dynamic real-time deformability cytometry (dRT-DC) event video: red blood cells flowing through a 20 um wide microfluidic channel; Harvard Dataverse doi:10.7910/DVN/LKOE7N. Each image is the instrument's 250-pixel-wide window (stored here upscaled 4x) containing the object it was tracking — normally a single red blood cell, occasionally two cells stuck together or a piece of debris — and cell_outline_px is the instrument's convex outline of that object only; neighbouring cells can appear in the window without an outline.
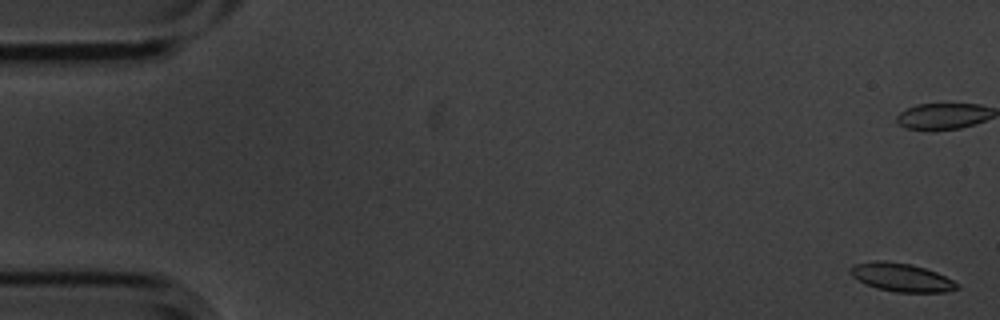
{"species": "common noctule bat (a hibernating species)", "species_latin": "Nyctalus noctula", "temperature_condition": "cold", "stored_images_in_passage": 14, "camera_frame_rate_fps": 3000, "um_per_image_px": 0.085, "animal": {"sex": "male", "body_mass_g": 20.1, "forearm_length_mm": 53.5}, "frame": {"image": 1, "passage_image": 1, "time_ms": 0.0, "image_size_px": [1000, 320], "cell_outline_px": [[960, 288], [944, 292], [896, 292], [876, 288], [864, 284], [852, 276], [852, 264], [872, 260], [884, 260], [912, 264], [936, 272], [960, 284]], "centroid_in_image_um": [76.61, 23.57], "position_along_channel_um": 8.4, "area_um2": 17.69}}